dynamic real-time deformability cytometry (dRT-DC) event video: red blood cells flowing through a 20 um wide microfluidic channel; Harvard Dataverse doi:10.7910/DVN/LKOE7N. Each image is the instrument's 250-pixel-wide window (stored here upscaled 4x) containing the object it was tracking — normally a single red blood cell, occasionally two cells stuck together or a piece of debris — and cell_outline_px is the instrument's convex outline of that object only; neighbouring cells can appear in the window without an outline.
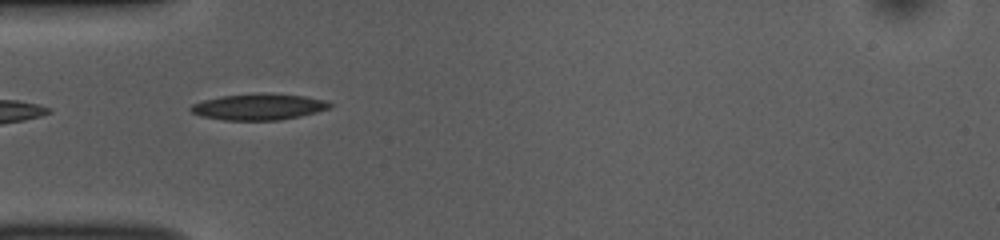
{"species": "common noctule bat (a hibernating species)", "species_latin": "Nyctalus noctula", "temperature_condition": "room temperature", "stored_images_in_passage": 38, "camera_frame_rate_fps": 3000, "um_per_image_px": 0.085, "animal": {"sex": "female", "body_mass_g": 10.0, "forearm_length_mm": 53.1}, "frame": {"image": 1, "passage_image": 2, "time_ms": 0.333, "image_size_px": [1000, 240], "cell_outline_px": [[332, 108], [300, 116], [280, 120], [224, 120], [200, 116], [192, 112], [188, 108], [192, 104], [204, 100], [220, 96], [264, 92], [268, 92], [304, 96], [324, 100], [332, 104]], "centroid_in_image_um": [21.99, 9.07], "position_along_channel_um": 63.0, "area_um2": 21.44}}
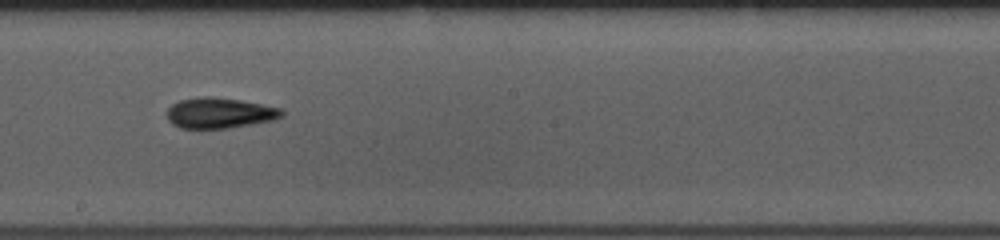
{"frame": {"image": 2, "passage_image": 15, "time_ms": 4.667, "image_size_px": [1000, 240], "cell_outline_px": [[284, 116], [272, 120], [252, 124], [228, 128], [180, 128], [172, 124], [168, 120], [168, 108], [172, 104], [180, 100], [204, 96], [212, 96], [240, 100], [280, 108], [284, 112]], "centroid_in_image_um": [18.66, 9.6], "position_along_channel_um": 229.5, "area_um2": 20.35}}
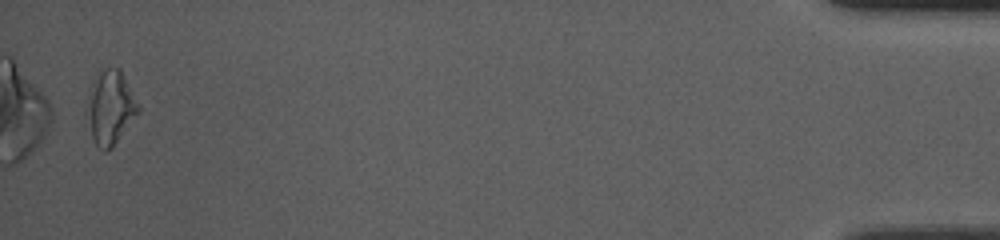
{"frame": {"image": 3, "passage_image": 37, "time_ms": 12.0, "image_size_px": [1000, 240], "cell_outline_px": [[140, 112], [112, 148], [104, 152], [96, 144], [92, 136], [84, 112], [96, 80], [100, 72], [104, 68], [120, 68], [140, 104]], "centroid_in_image_um": [9.42, 9.18], "position_along_channel_um": 425.8, "area_um2": 21.91}, "authors_computed_cell_mechanics": {"area_um2": 19.7676, "velocity_mm_per_s": 3.8619, "shape_relaxation_time_tau1_ms": 4.6511, "shape_relaxation_time_tau2_ms": 9.2942, "deformation_change_tau1": 0.1227, "deformation_change_tau2": 0.2191}}